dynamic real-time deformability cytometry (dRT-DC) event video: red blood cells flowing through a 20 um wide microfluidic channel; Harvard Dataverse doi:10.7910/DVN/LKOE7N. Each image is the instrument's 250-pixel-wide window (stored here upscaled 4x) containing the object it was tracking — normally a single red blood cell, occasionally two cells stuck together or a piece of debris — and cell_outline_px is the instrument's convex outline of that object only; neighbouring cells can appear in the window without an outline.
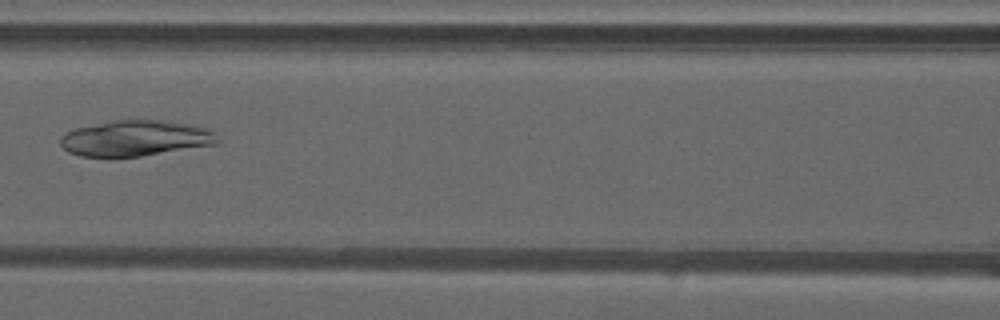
{"species": "common noctule bat (a hibernating species)", "species_latin": "Nyctalus noctula", "temperature_condition": "warm", "stored_images_in_passage": 40, "camera_frame_rate_fps": 3000, "um_per_image_px": 0.085, "animal": {"sex": "male", "forearm_length_mm": 52.5}, "frame": {"image": 1, "passage_image": 17, "time_ms": 5.333, "image_size_px": [1000, 320], "cell_outline_px": [[220, 140], [216, 144], [140, 156], [80, 156], [68, 152], [60, 144], [60, 136], [64, 132], [76, 128], [128, 116], [132, 116], [164, 120], [188, 124], [204, 128], [216, 132]], "centroid_in_image_um": [11.49, 11.7], "position_along_channel_um": 155.1, "area_um2": 33.47}}
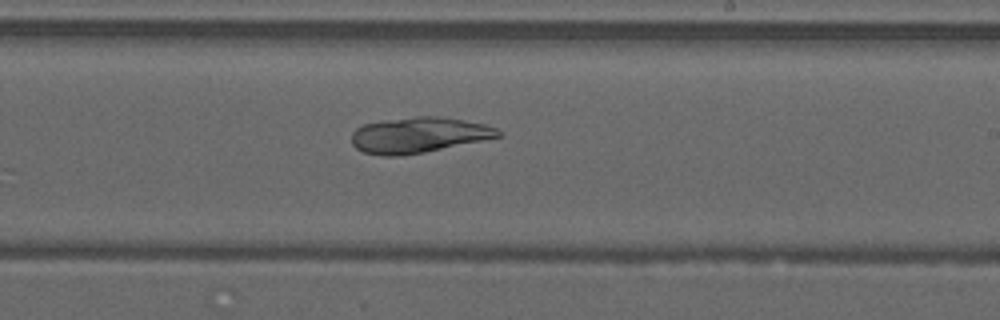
{"frame": {"image": 2, "passage_image": 24, "time_ms": 7.667, "image_size_px": [1000, 320], "cell_outline_px": [[504, 136], [424, 152], [400, 156], [384, 156], [364, 152], [356, 148], [352, 144], [352, 132], [356, 128], [364, 124], [380, 120], [416, 116], [440, 116], [464, 120], [484, 124], [496, 128], [504, 132]], "centroid_in_image_um": [35.6, 11.47], "position_along_channel_um": 253.4, "area_um2": 30.63}}
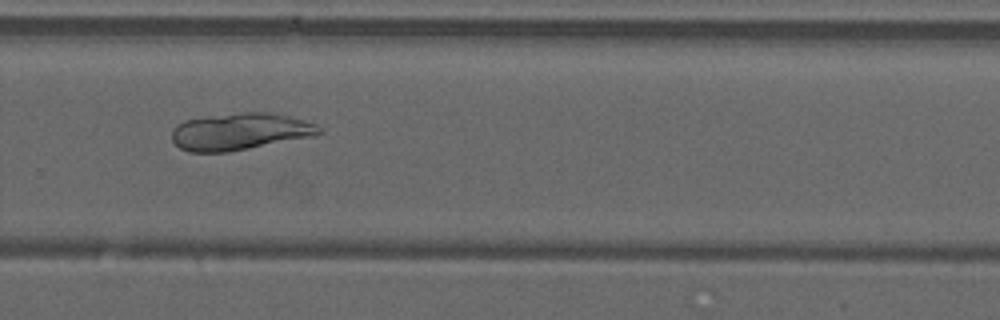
{"frame": {"image": 3, "passage_image": 28, "time_ms": 9.0, "image_size_px": [1000, 320], "cell_outline_px": [[324, 132], [316, 136], [228, 152], [188, 152], [180, 148], [172, 140], [172, 132], [176, 124], [184, 120], [244, 112], [268, 112], [288, 116], [316, 124]], "centroid_in_image_um": [20.41, 11.19], "position_along_channel_um": 309.4, "area_um2": 31.62}}